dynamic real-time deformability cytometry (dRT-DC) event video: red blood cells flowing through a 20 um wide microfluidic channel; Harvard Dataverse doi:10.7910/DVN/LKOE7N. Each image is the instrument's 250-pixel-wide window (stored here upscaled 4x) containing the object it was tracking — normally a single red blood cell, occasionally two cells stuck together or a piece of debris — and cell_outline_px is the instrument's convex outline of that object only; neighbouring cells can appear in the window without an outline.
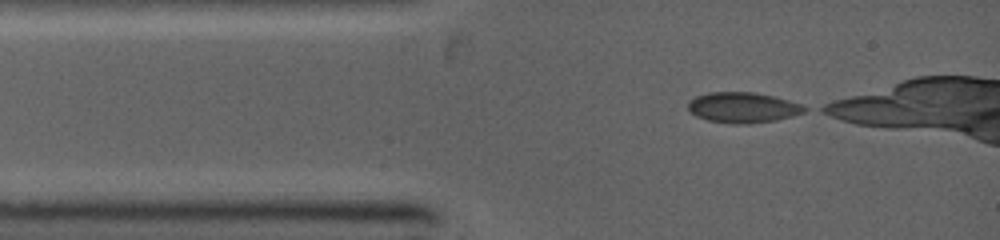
{"species": "common noctule bat (a hibernating species)", "species_latin": "Nyctalus noctula", "temperature_condition": "warm", "stored_images_in_passage": 10, "camera_frame_rate_fps": 5000, "um_per_image_px": 0.085, "animal": {"sex": "female", "body_mass_g": 19.0, "forearm_length_mm": 53.3}, "frame": {"image": 1, "passage_image": 1, "time_ms": 0.0, "image_size_px": [1000, 240], "cell_outline_px": [[808, 108], [804, 112], [792, 116], [776, 120], [748, 124], [732, 124], [708, 120], [696, 116], [688, 108], [688, 100], [696, 96], [708, 92], [756, 92], [788, 100], [800, 104]], "centroid_in_image_um": [63.13, 9.14], "position_along_channel_um": 21.9, "area_um2": 20.69}}
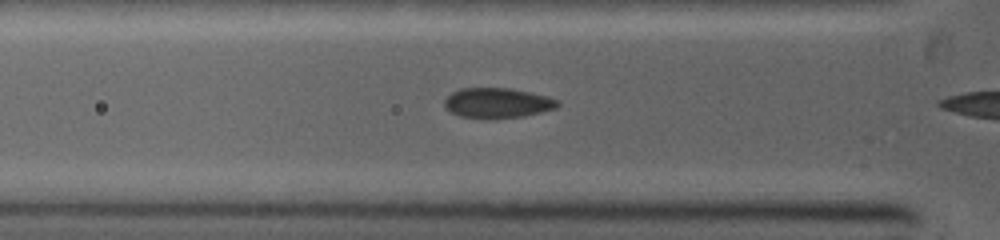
{"frame": {"image": 2, "passage_image": 9, "time_ms": 1.8, "image_size_px": [1000, 240], "cell_outline_px": [[560, 104], [556, 108], [524, 116], [496, 120], [488, 120], [460, 116], [452, 112], [444, 104], [444, 100], [452, 92], [460, 88], [508, 88], [528, 92], [560, 100]], "centroid_in_image_um": [42.27, 8.77], "position_along_channel_um": 83.5, "area_um2": 20.0}}